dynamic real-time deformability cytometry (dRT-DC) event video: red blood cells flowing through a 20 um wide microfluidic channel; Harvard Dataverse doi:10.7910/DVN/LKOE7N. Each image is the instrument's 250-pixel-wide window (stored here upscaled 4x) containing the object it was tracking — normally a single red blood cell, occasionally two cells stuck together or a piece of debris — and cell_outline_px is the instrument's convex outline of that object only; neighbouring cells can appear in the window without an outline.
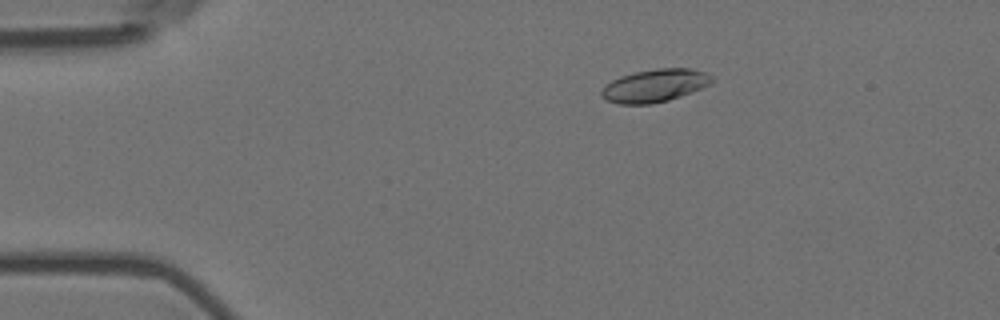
{"species": "Egyptian fruit bat (a non-hibernating species)", "species_latin": "Rousettus aegyptiacus", "temperature_condition": "room temperature", "stored_images_in_passage": 5, "camera_frame_rate_fps": 3000, "um_per_image_px": 0.085, "animal": {"sex": "female"}, "frame": {"image": 1, "passage_image": 3, "time_ms": 0.667, "image_size_px": [1000, 320], "cell_outline_px": [[712, 84], [680, 96], [668, 100], [652, 104], [620, 104], [608, 100], [600, 96], [600, 88], [604, 84], [620, 76], [636, 72], [656, 68], [692, 68], [704, 72], [712, 76]], "centroid_in_image_um": [55.62, 7.27], "position_along_channel_um": 29.4, "area_um2": 21.21}}